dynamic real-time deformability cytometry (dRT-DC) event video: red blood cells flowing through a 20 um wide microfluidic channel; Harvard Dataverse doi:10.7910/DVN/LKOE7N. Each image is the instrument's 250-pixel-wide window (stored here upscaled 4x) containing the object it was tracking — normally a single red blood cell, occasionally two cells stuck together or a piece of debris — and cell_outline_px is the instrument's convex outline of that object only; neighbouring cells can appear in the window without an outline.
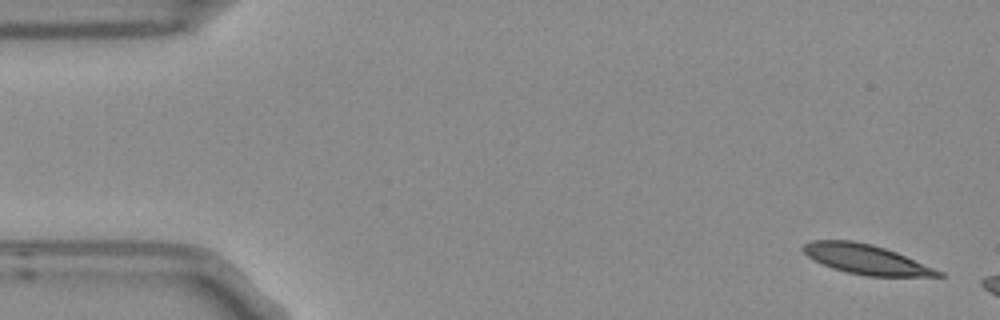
{"species": "Egyptian fruit bat (a non-hibernating species)", "species_latin": "Rousettus aegyptiacus", "temperature_condition": "room temperature", "stored_images_in_passage": 4, "camera_frame_rate_fps": 3000, "um_per_image_px": 0.085, "frame": {"image": 1, "passage_image": 1, "time_ms": 0.0, "image_size_px": [1000, 320], "cell_outline_px": [[944, 276], [868, 276], [848, 272], [832, 268], [808, 256], [804, 252], [804, 244], [812, 240], [852, 240], [872, 244], [896, 252], [944, 272]], "centroid_in_image_um": [73.64, 22.03], "position_along_channel_um": 11.4, "area_um2": 22.95}}